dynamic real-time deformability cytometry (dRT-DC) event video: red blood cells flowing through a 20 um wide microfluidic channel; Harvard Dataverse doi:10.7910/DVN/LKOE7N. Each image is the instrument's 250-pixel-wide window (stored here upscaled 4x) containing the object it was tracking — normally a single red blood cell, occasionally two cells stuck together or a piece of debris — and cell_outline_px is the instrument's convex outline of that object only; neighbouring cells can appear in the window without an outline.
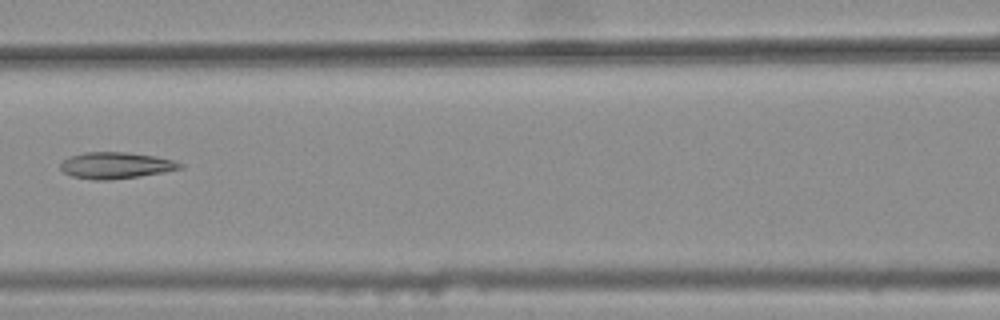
{"species": "common noctule bat (a hibernating species)", "species_latin": "Nyctalus noctula", "temperature_condition": "warm", "stored_images_in_passage": 7, "camera_frame_rate_fps": 3000, "um_per_image_px": 0.085, "animal": {"sex": "female", "body_mass_g": 25.1}, "frame": {"image": 1, "passage_image": 7, "time_ms": 2.0, "image_size_px": [1000, 320], "cell_outline_px": [[184, 168], [164, 172], [140, 176], [108, 180], [92, 180], [72, 176], [64, 172], [60, 168], [60, 164], [64, 160], [72, 156], [84, 152], [128, 152], [156, 156], [176, 160], [184, 164]], "centroid_in_image_um": [9.9, 14.06], "position_along_channel_um": 156.7, "area_um2": 18.55}}